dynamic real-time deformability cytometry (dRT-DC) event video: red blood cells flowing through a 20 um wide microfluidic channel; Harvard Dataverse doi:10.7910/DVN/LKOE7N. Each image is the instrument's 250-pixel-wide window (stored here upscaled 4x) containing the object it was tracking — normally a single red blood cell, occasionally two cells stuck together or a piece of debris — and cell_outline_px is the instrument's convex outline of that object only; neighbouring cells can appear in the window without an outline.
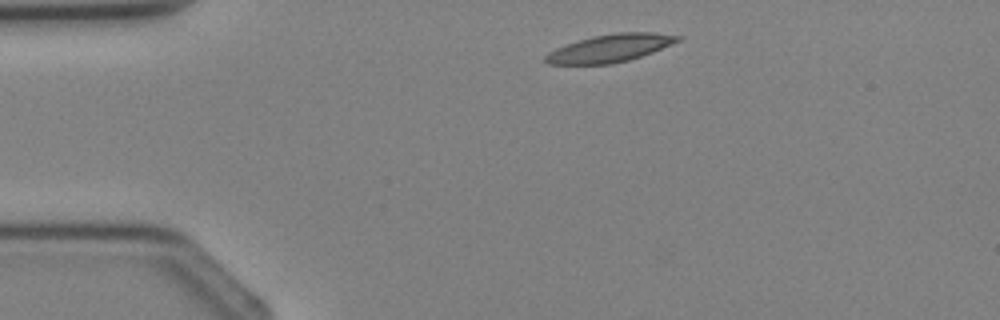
{"species": "Egyptian fruit bat (a non-hibernating species)", "species_latin": "Rousettus aegyptiacus", "temperature_condition": "cold", "stored_images_in_passage": 3, "camera_frame_rate_fps": 3000, "um_per_image_px": 0.085, "animal": {"sex": "female"}, "frame": {"image": 1, "passage_image": 1, "time_ms": 0.0, "image_size_px": [1000, 320], "cell_outline_px": [[684, 36], [680, 40], [672, 44], [652, 52], [628, 60], [612, 64], [548, 64], [544, 60], [544, 56], [548, 52], [556, 48], [592, 36], [616, 32], [656, 32]], "centroid_in_image_um": [51.88, 4.09], "position_along_channel_um": 33.1, "area_um2": 21.33}}
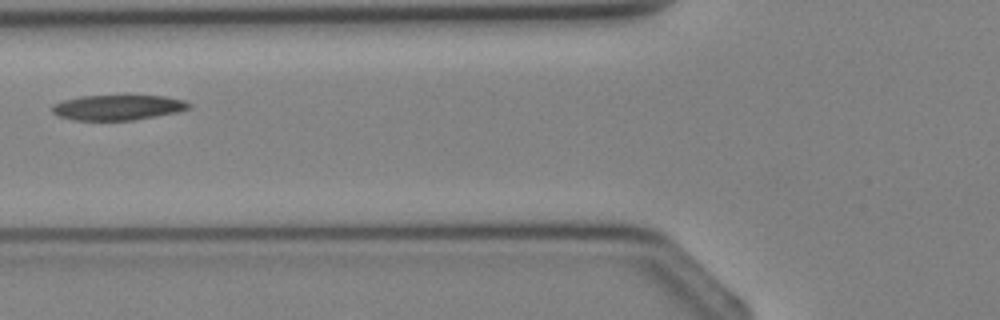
{"frame": {"image": 2, "passage_image": 3, "time_ms": 2.333, "image_size_px": [1000, 320], "cell_outline_px": [[192, 108], [180, 112], [132, 120], [72, 120], [56, 116], [52, 112], [52, 104], [64, 100], [80, 96], [168, 96], [184, 100], [192, 104]], "centroid_in_image_um": [10.04, 9.14], "position_along_channel_um": 115.8, "area_um2": 20.29}}